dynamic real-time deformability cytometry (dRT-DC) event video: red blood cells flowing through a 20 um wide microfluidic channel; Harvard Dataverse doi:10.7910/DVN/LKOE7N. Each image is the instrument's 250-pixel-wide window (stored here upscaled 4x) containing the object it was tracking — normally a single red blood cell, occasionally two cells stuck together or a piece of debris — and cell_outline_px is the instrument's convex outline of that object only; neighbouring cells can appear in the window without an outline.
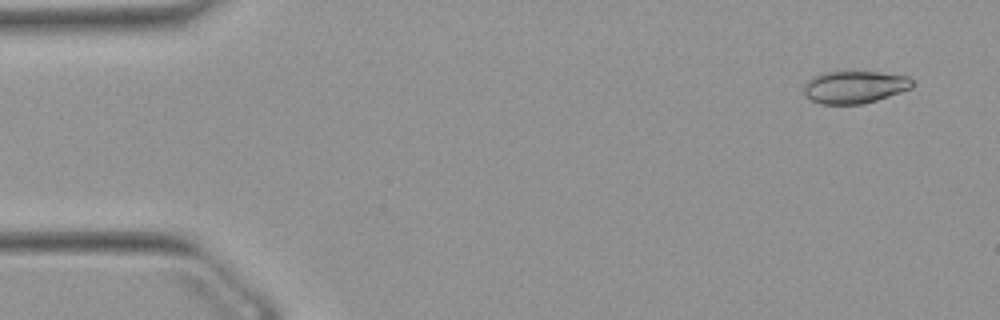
{"species": "Egyptian fruit bat (a non-hibernating species)", "species_latin": "Rousettus aegyptiacus", "temperature_condition": "warm", "stored_images_in_passage": 50, "camera_frame_rate_fps": 3000, "um_per_image_px": 0.085, "animal": {"sex": "female"}, "frame": {"image": 1, "passage_image": 1, "time_ms": 0.0, "image_size_px": [1000, 320], "cell_outline_px": [[912, 88], [876, 100], [860, 104], [820, 104], [812, 100], [804, 92], [804, 84], [812, 76], [824, 72], [880, 72], [908, 76], [912, 80]], "centroid_in_image_um": [72.63, 7.39], "position_along_channel_um": 12.4, "area_um2": 20.35}}
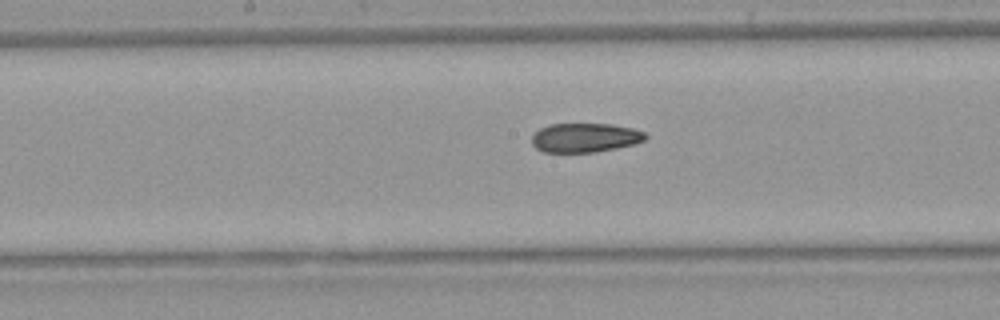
{"frame": {"image": 2, "passage_image": 24, "time_ms": 7.667, "image_size_px": [1000, 320], "cell_outline_px": [[648, 136], [644, 140], [636, 144], [596, 152], [544, 152], [536, 148], [532, 144], [532, 136], [540, 128], [548, 124], [612, 124], [632, 128], [644, 132]], "centroid_in_image_um": [49.73, 11.7], "position_along_channel_um": 198.5, "area_um2": 19.36}}
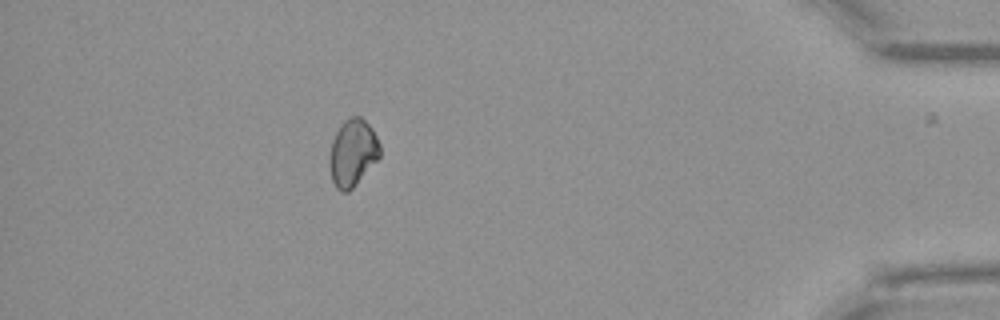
{"frame": {"image": 3, "passage_image": 44, "time_ms": 14.333, "image_size_px": [1000, 320], "cell_outline_px": [[380, 156], [356, 184], [348, 192], [340, 192], [336, 188], [332, 180], [328, 164], [328, 156], [332, 140], [340, 124], [344, 120], [352, 116], [360, 116], [372, 128], [380, 144]], "centroid_in_image_um": [29.94, 12.99], "position_along_channel_um": 405.3, "area_um2": 19.83}}